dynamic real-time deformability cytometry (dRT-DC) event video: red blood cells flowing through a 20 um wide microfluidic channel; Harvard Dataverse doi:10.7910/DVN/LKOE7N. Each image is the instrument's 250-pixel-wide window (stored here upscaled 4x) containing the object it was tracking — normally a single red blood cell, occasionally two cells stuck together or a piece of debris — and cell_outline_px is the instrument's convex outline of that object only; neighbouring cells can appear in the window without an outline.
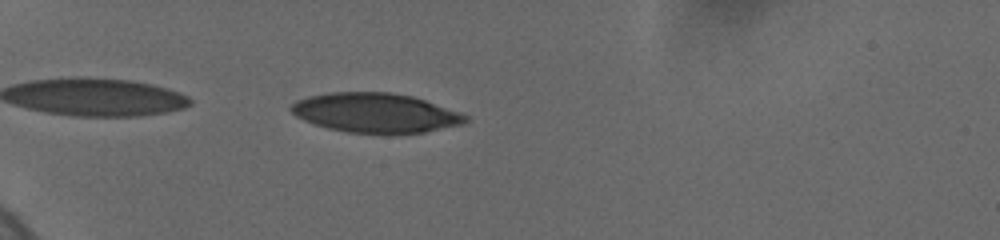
{"species": "human", "species_latin": "Homo sapiens", "temperature_condition": "cold", "stored_images_in_passage": 19, "camera_frame_rate_fps": 3000, "um_per_image_px": 0.085, "donor": {"sex": "female"}, "frame": {"image": 1, "passage_image": 6, "time_ms": 5.667, "image_size_px": [1000, 240], "cell_outline_px": [[468, 120], [464, 124], [424, 132], [348, 132], [328, 128], [304, 120], [296, 116], [288, 108], [296, 100], [308, 96], [328, 92], [392, 92], [412, 96], [460, 112], [468, 116]], "centroid_in_image_um": [31.9, 9.57], "position_along_channel_um": 53.1, "area_um2": 39.71}}
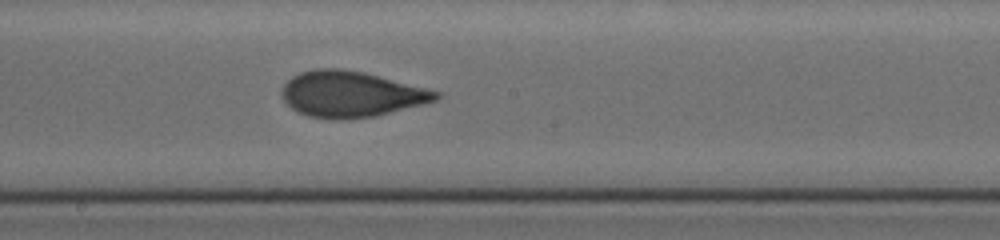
{"frame": {"image": 2, "passage_image": 11, "time_ms": 11.0, "image_size_px": [1000, 240], "cell_outline_px": [[444, 96], [436, 100], [424, 104], [376, 116], [340, 120], [308, 116], [292, 108], [280, 96], [280, 92], [284, 84], [292, 76], [300, 72], [316, 68], [340, 68], [364, 72], [444, 92]], "centroid_in_image_um": [29.87, 8.0], "position_along_channel_um": 218.3, "area_um2": 41.56}}
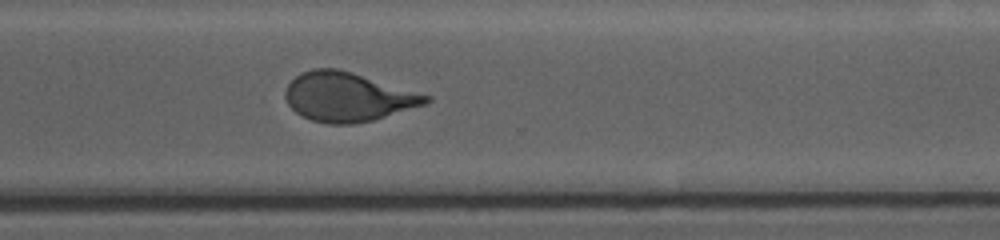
{"frame": {"image": 3, "passage_image": 19, "time_ms": 14.333, "image_size_px": [1000, 240], "cell_outline_px": [[432, 100], [428, 104], [372, 120], [352, 124], [328, 124], [312, 120], [296, 112], [288, 104], [284, 96], [284, 92], [288, 84], [300, 72], [312, 68], [340, 68], [432, 96]], "centroid_in_image_um": [29.58, 8.22], "position_along_channel_um": 341.0, "area_um2": 40.4}}